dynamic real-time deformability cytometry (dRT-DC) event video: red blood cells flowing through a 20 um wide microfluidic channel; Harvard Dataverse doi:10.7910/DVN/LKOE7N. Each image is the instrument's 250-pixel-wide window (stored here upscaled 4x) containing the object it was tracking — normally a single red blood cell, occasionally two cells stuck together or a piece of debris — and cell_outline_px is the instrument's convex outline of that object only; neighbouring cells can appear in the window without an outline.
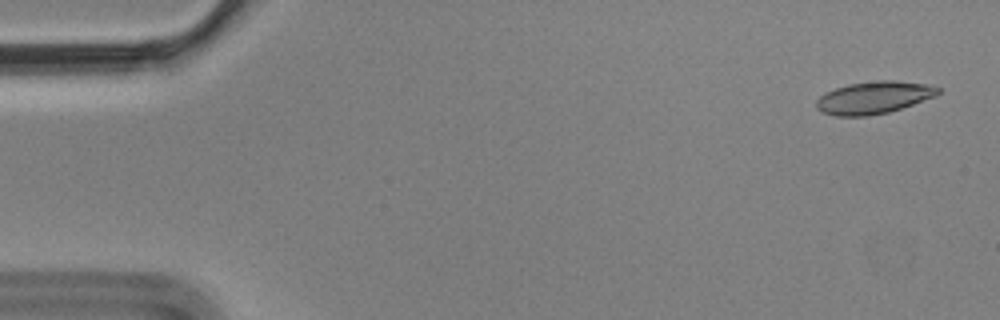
{"species": "Egyptian fruit bat (a non-hibernating species)", "species_latin": "Rousettus aegyptiacus", "temperature_condition": "cold", "stored_images_in_passage": 4, "camera_frame_rate_fps": 3000, "um_per_image_px": 0.085, "animal": {"sex": "male"}, "frame": {"image": 1, "passage_image": 1, "time_ms": 0.0, "image_size_px": [1000, 320], "cell_outline_px": [[940, 92], [936, 96], [888, 112], [868, 116], [836, 116], [824, 112], [816, 108], [816, 100], [824, 92], [848, 84], [880, 80], [896, 80], [924, 84], [940, 88]], "centroid_in_image_um": [74.25, 8.29], "position_along_channel_um": 10.8, "area_um2": 22.77}}